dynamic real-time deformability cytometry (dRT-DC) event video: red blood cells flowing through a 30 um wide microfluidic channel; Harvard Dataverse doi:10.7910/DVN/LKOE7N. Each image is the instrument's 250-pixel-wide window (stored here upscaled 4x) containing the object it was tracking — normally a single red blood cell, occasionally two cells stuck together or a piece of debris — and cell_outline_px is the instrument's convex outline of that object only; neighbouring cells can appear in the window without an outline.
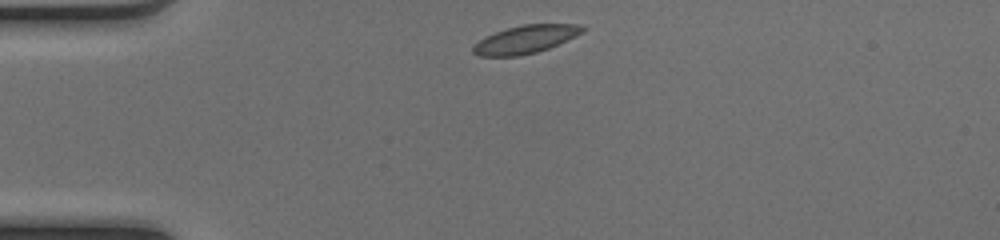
{"species": "common noctule bat (a hibernating species)", "species_latin": "Nyctalus noctula", "temperature_condition": "cold", "stored_images_in_passage": 39, "camera_frame_rate_fps": 3000, "um_per_image_px": 0.085, "animal": {"sex": "female", "body_mass_g": 17.0, "forearm_length_mm": 48.0}, "frame": {"image": 1, "passage_image": 1, "time_ms": 0.0, "image_size_px": [1000, 240], "cell_outline_px": [[588, 28], [548, 48], [536, 52], [520, 56], [480, 56], [472, 52], [472, 48], [484, 36], [520, 24], [580, 24]], "centroid_in_image_um": [44.62, 3.34], "position_along_channel_um": 40.4, "area_um2": 17.51}}
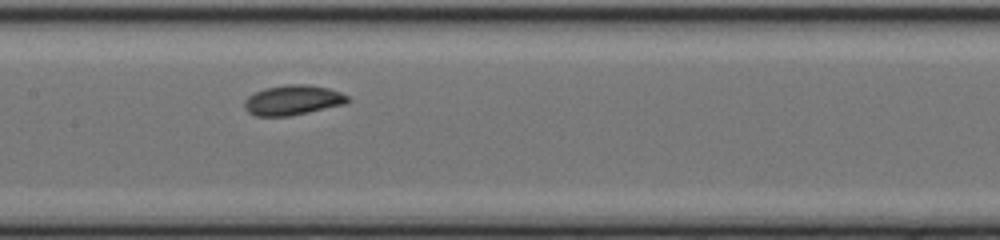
{"frame": {"image": 2, "passage_image": 14, "time_ms": 4.333, "image_size_px": [1000, 240], "cell_outline_px": [[352, 100], [348, 104], [288, 116], [256, 116], [248, 112], [244, 108], [244, 100], [248, 96], [264, 88], [288, 84], [308, 84], [328, 88], [340, 92], [348, 96]], "centroid_in_image_um": [24.92, 8.51], "position_along_channel_um": 182.5, "area_um2": 18.21}}
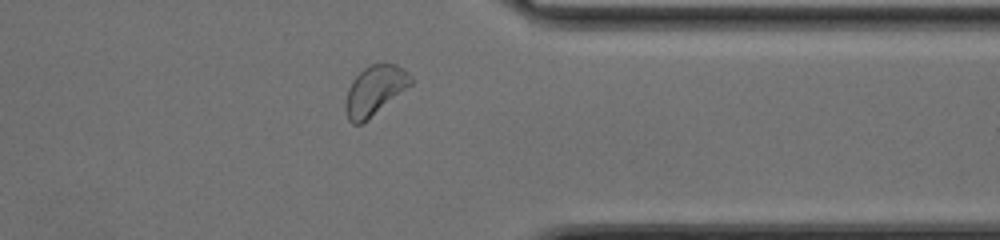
{"frame": {"image": 3, "passage_image": 29, "time_ms": 9.333, "image_size_px": [1000, 240], "cell_outline_px": [[412, 84], [360, 124], [352, 124], [348, 120], [344, 108], [344, 104], [348, 88], [352, 80], [364, 68], [372, 64], [396, 64], [404, 68], [412, 76]], "centroid_in_image_um": [31.83, 7.67], "position_along_channel_um": 379.6, "area_um2": 18.55}, "authors_computed_cell_mechanics": {"area_um2": 17.8602, "velocity_mm_per_s": 4.0705, "shape_relaxation_time_tau1_ms": 2.5258, "shape_relaxation_time_tau2_ms": 2.0322, "deformation_change_tau1": 0.0919, "deformation_change_tau2": 0.0627}}